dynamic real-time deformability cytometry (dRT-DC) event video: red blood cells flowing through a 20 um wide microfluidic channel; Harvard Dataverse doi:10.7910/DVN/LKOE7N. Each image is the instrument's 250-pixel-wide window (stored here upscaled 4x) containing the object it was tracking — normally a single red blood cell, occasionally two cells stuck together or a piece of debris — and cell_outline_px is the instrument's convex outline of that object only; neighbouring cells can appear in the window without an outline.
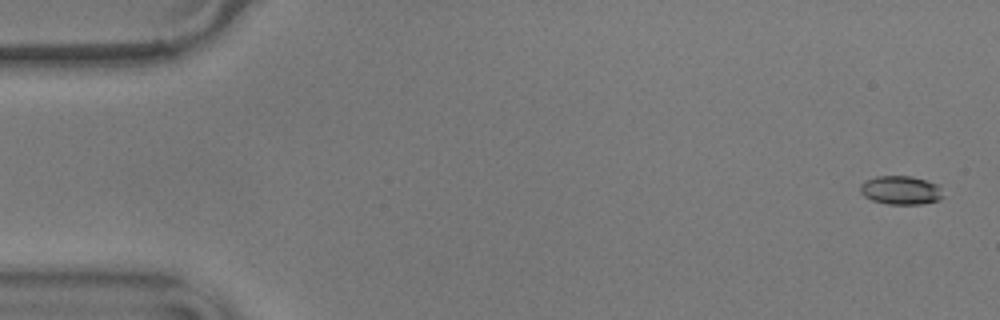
{"species": "common noctule bat (a hibernating species)", "species_latin": "Nyctalus noctula", "temperature_condition": "warm", "stored_images_in_passage": 57, "camera_frame_rate_fps": 3000, "um_per_image_px": 0.085, "animal": {"sex": "male", "body_mass_g": 17.9}, "frame": {"image": 1, "passage_image": 2, "time_ms": 0.333, "image_size_px": [1000, 320], "cell_outline_px": [[944, 196], [940, 200], [920, 204], [888, 204], [872, 200], [864, 196], [860, 192], [860, 184], [864, 180], [876, 176], [912, 176], [936, 184]], "centroid_in_image_um": [76.53, 16.16], "position_along_channel_um": 8.5, "area_um2": 13.81}}
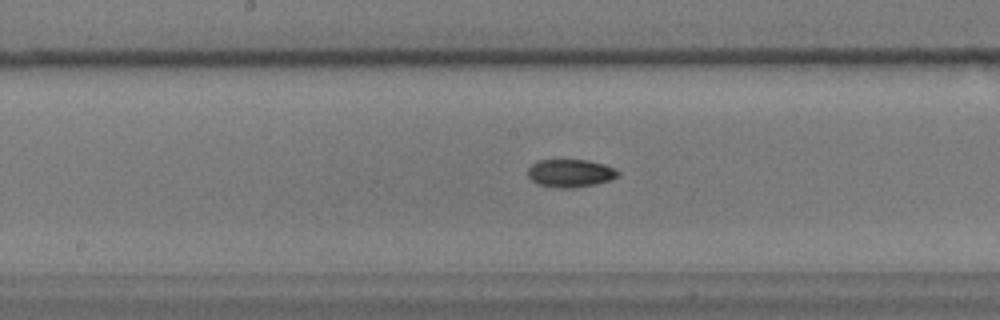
{"frame": {"image": 2, "passage_image": 29, "time_ms": 9.333, "image_size_px": [1000, 320], "cell_outline_px": [[620, 176], [612, 180], [596, 184], [572, 188], [560, 188], [536, 184], [528, 176], [528, 168], [536, 160], [588, 160], [604, 164], [616, 168], [620, 172]], "centroid_in_image_um": [48.52, 14.72], "position_along_channel_um": 199.7, "area_um2": 14.91}}
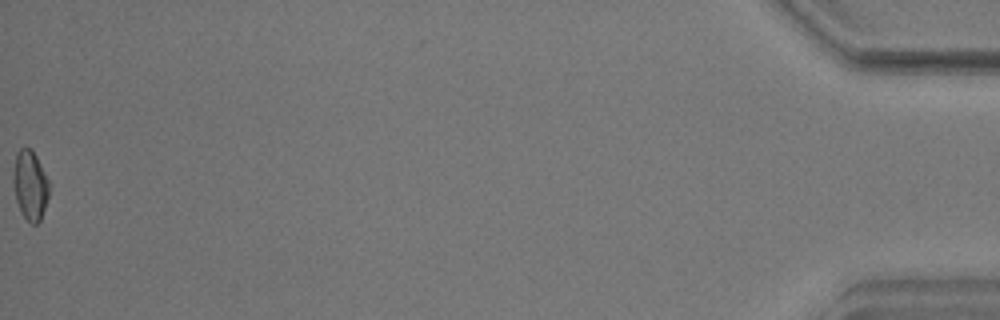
{"frame": {"image": 3, "passage_image": 57, "time_ms": 18.667, "image_size_px": [1000, 320], "cell_outline_px": [[48, 196], [40, 220], [36, 224], [32, 224], [20, 212], [16, 200], [12, 180], [12, 172], [16, 152], [20, 148], [32, 148], [48, 180]], "centroid_in_image_um": [2.52, 15.71], "position_along_channel_um": 432.7, "area_um2": 14.45}, "authors_computed_cell_mechanics": {"area_um2": 14.2188, "velocity_mm_per_s": 3.5871, "shape_relaxation_time_tau1_ms": 8.5515, "shape_relaxation_time_tau2_ms": 10.8817, "deformation_change_tau1": 0.1991, "deformation_change_tau2": 0.1342}}